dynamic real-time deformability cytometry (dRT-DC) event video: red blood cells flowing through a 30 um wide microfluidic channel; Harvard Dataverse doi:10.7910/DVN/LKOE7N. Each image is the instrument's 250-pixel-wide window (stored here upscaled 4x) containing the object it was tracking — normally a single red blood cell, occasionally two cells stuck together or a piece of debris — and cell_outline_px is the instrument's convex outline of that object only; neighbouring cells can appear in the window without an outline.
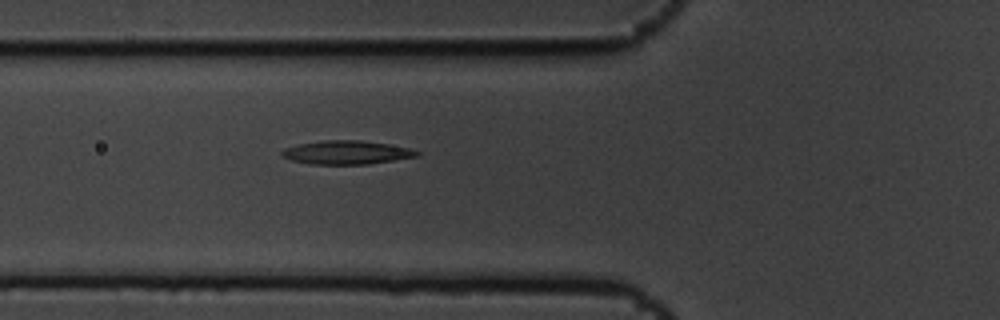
{"species": "common noctule bat (a hibernating species)", "species_latin": "Nyctalus noctula", "temperature_condition": "cold", "stored_images_in_passage": 5, "camera_frame_rate_fps": 3000, "um_per_image_px": 0.085, "animal": {"sex": "male", "body_mass_g": 19.5, "forearm_length_mm": 54.6}, "frame": {"image": 1, "passage_image": 5, "time_ms": 1.333, "image_size_px": [1000, 320], "cell_outline_px": [[420, 152], [416, 156], [368, 164], [312, 164], [292, 160], [284, 156], [280, 152], [284, 148], [300, 144], [324, 140], [360, 140], [388, 144], [408, 148]], "centroid_in_image_um": [29.43, 12.95], "position_along_channel_um": 96.4, "area_um2": 18.21}}